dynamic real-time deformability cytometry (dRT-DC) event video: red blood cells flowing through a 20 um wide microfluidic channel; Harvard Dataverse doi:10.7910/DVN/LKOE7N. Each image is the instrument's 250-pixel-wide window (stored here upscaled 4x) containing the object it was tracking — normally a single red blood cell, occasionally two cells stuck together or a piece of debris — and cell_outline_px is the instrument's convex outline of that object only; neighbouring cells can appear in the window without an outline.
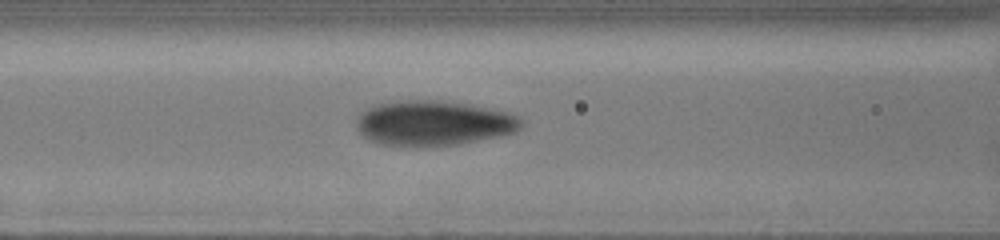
{"species": "human", "species_latin": "Homo sapiens", "temperature_condition": "cold", "stored_images_in_passage": 17, "segment_of_instrument_passage": [1, 2], "camera_frame_rate_fps": 3000, "um_per_image_px": 0.085, "donor": {"sex": "male"}, "frame": {"image": 1, "passage_image": 10, "time_ms": 6.333, "image_size_px": [1000, 240], "cell_outline_px": [[524, 124], [516, 132], [500, 136], [456, 144], [380, 144], [368, 140], [356, 128], [356, 120], [360, 112], [376, 104], [396, 100], [440, 100], [468, 104], [508, 112], [520, 116]], "centroid_in_image_um": [36.86, 10.43], "position_along_channel_um": 129.7, "area_um2": 42.83}}
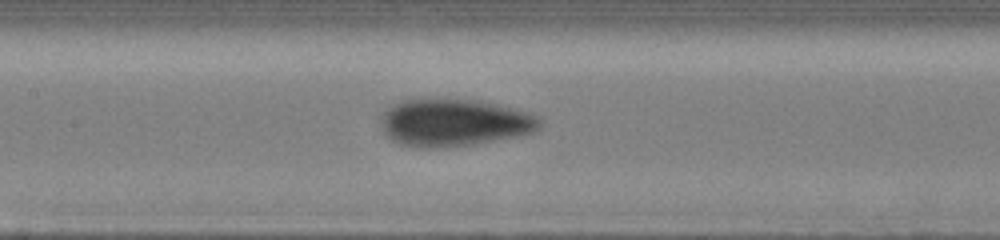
{"frame": {"image": 2, "passage_image": 13, "time_ms": 7.333, "image_size_px": [1000, 240], "cell_outline_px": [[540, 128], [536, 132], [516, 136], [472, 144], [432, 148], [420, 148], [400, 144], [392, 140], [384, 132], [380, 116], [388, 104], [400, 100], [480, 100], [528, 112], [540, 116]], "centroid_in_image_um": [38.58, 10.42], "position_along_channel_um": 168.8, "area_um2": 43.75}}
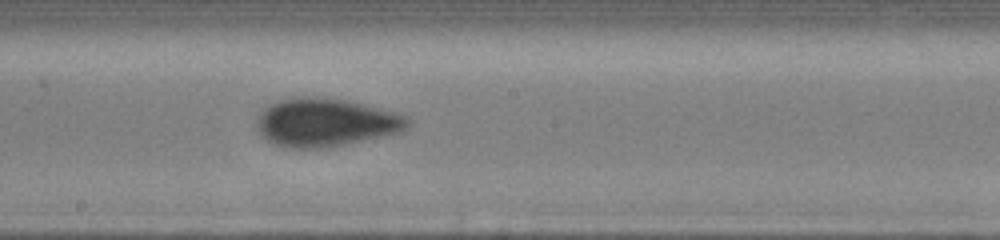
{"frame": {"image": 3, "passage_image": 16, "time_ms": 8.667, "image_size_px": [1000, 240], "cell_outline_px": [[412, 120], [408, 128], [404, 132], [340, 144], [316, 148], [292, 148], [272, 144], [256, 128], [256, 120], [260, 112], [264, 108], [280, 100], [292, 96], [320, 96], [348, 100], [380, 108], [408, 116]], "centroid_in_image_um": [27.7, 10.38], "position_along_channel_um": 220.5, "area_um2": 42.54}}